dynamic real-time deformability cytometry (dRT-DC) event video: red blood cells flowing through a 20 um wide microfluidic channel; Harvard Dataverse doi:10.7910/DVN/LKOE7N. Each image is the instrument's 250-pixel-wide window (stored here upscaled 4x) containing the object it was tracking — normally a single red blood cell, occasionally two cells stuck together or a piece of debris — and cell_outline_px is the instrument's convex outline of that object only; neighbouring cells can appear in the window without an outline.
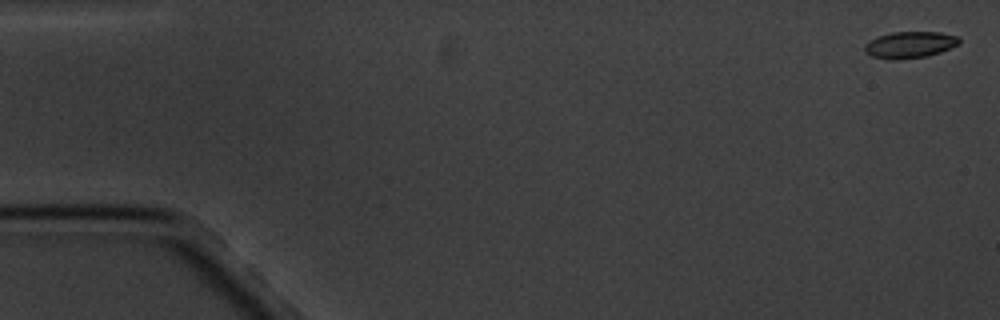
{"species": "common noctule bat (a hibernating species)", "species_latin": "Nyctalus noctula", "temperature_condition": "cold", "stored_images_in_passage": 5, "camera_frame_rate_fps": 3000, "um_per_image_px": 0.085, "animal": {"sex": "male", "body_mass_g": 20.1, "forearm_length_mm": 53.5}, "frame": {"image": 1, "passage_image": 1, "time_ms": 0.0, "image_size_px": [1000, 320], "cell_outline_px": [[960, 44], [940, 52], [924, 56], [872, 56], [864, 52], [864, 44], [868, 40], [876, 36], [892, 32], [940, 32], [960, 36]], "centroid_in_image_um": [77.38, 3.73], "position_along_channel_um": 7.6, "area_um2": 13.99}}
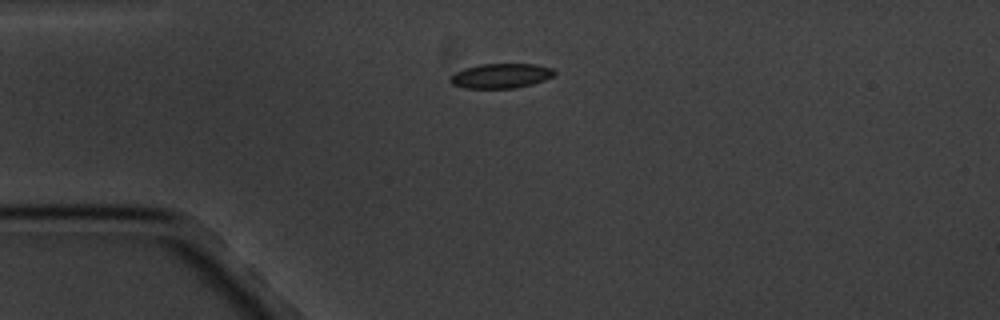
{"frame": {"image": 2, "passage_image": 4, "time_ms": 4.333, "image_size_px": [1000, 320], "cell_outline_px": [[556, 72], [552, 76], [544, 80], [532, 84], [516, 88], [464, 88], [452, 84], [448, 80], [456, 72], [464, 68], [480, 64], [536, 64], [552, 68]], "centroid_in_image_um": [42.57, 6.44], "position_along_channel_um": 42.4, "area_um2": 14.97}}